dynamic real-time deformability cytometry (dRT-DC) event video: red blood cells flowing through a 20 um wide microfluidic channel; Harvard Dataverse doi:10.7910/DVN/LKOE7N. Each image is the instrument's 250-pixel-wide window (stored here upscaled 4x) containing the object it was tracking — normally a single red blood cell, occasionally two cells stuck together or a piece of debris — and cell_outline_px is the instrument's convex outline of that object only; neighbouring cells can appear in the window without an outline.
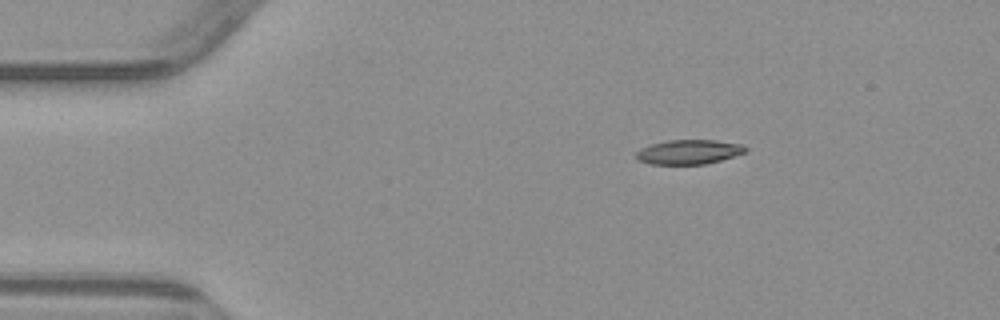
{"species": "common noctule bat (a hibernating species)", "species_latin": "Nyctalus noctula", "temperature_condition": "warm", "stored_images_in_passage": 3, "segment_of_instrument_passage": [1, 2], "camera_frame_rate_fps": 3000, "um_per_image_px": 0.085, "animal": {"sex": "male", "body_mass_g": 23.1, "forearm_length_mm": 52.7}, "frame": {"image": 1, "passage_image": 1, "time_ms": 0.0, "image_size_px": [1000, 320], "cell_outline_px": [[748, 152], [720, 160], [704, 164], [652, 164], [636, 160], [636, 152], [640, 148], [652, 144], [668, 140], [716, 140], [744, 144], [748, 148]], "centroid_in_image_um": [58.58, 12.91], "position_along_channel_um": 26.4, "area_um2": 15.72}}